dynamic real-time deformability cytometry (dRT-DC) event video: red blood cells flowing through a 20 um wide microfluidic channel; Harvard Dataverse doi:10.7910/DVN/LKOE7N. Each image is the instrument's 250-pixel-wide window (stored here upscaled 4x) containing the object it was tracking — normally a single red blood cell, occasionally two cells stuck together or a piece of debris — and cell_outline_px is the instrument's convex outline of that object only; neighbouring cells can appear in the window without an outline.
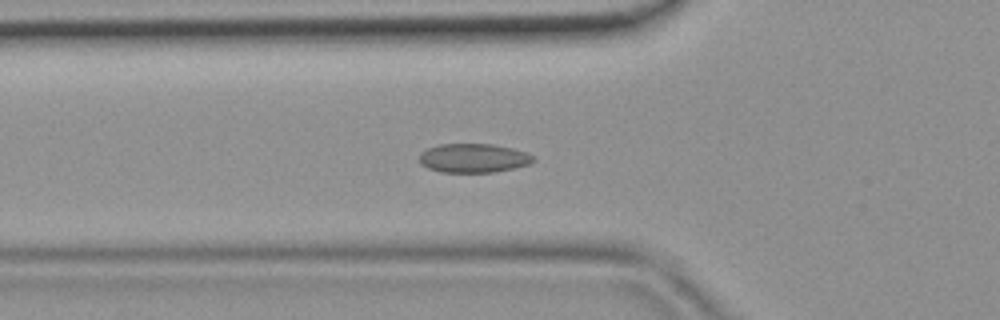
{"species": "common noctule bat (a hibernating species)", "species_latin": "Nyctalus noctula", "temperature_condition": "room temperature", "stored_images_in_passage": 44, "camera_frame_rate_fps": 3000, "um_per_image_px": 0.085, "animal": {"sex": "female", "body_mass_g": 19.9}, "frame": {"image": 1, "passage_image": 15, "time_ms": 4.667, "image_size_px": [1000, 320], "cell_outline_px": [[536, 160], [532, 164], [492, 172], [440, 172], [428, 168], [420, 164], [420, 152], [428, 148], [440, 144], [492, 144], [512, 148], [528, 152]], "centroid_in_image_um": [40.26, 13.43], "position_along_channel_um": 85.5, "area_um2": 19.31}}
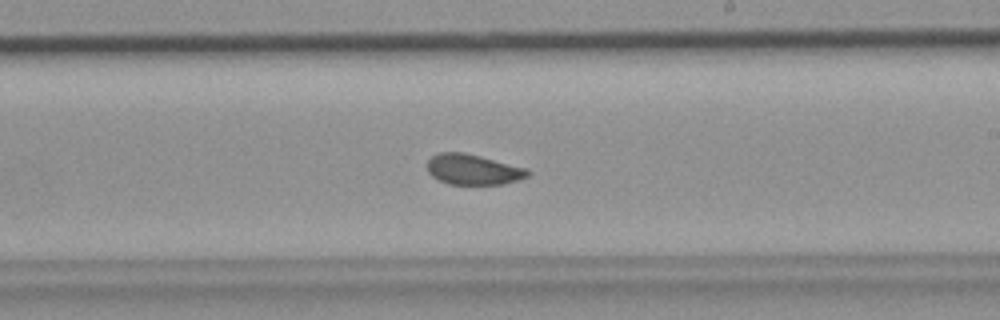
{"frame": {"image": 2, "passage_image": 26, "time_ms": 8.333, "image_size_px": [1000, 320], "cell_outline_px": [[532, 172], [528, 176], [504, 184], [448, 184], [432, 176], [428, 172], [428, 160], [436, 152], [464, 152], [528, 168]], "centroid_in_image_um": [40.22, 14.4], "position_along_channel_um": 248.8, "area_um2": 17.86}}
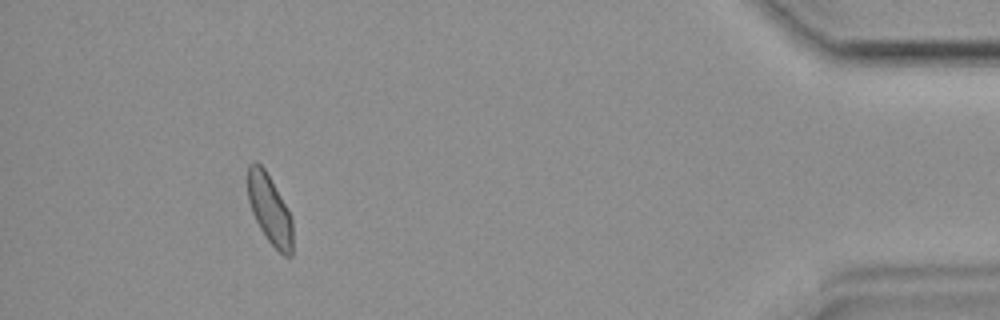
{"frame": {"image": 3, "passage_image": 41, "time_ms": 13.333, "image_size_px": [1000, 320], "cell_outline_px": [[292, 256], [284, 256], [268, 240], [260, 228], [252, 212], [248, 200], [248, 164], [252, 160], [256, 160], [264, 168], [280, 196], [292, 220]], "centroid_in_image_um": [22.9, 17.78], "position_along_channel_um": 412.3, "area_um2": 17.8}}